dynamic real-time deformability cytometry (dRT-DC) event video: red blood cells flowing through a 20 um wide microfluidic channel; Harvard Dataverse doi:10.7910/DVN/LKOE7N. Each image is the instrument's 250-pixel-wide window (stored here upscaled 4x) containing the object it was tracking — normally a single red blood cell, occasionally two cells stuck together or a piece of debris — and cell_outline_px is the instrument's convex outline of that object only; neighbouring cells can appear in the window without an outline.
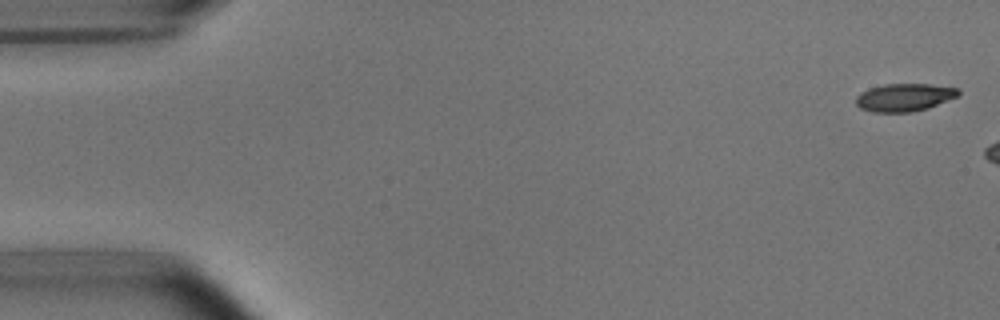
{"species": "common noctule bat (a hibernating species)", "species_latin": "Nyctalus noctula", "temperature_condition": "room temperature", "stored_images_in_passage": 7, "camera_frame_rate_fps": 3000, "um_per_image_px": 0.085, "animal": {"sex": "male", "body_mass_g": 15.6}, "frame": {"image": 1, "passage_image": 2, "time_ms": 0.333, "image_size_px": [1000, 320], "cell_outline_px": [[960, 92], [956, 96], [928, 108], [912, 112], [872, 112], [860, 108], [856, 104], [856, 96], [860, 92], [868, 88], [884, 84], [928, 84], [960, 88]], "centroid_in_image_um": [76.83, 8.27], "position_along_channel_um": 8.2, "area_um2": 16.59}}